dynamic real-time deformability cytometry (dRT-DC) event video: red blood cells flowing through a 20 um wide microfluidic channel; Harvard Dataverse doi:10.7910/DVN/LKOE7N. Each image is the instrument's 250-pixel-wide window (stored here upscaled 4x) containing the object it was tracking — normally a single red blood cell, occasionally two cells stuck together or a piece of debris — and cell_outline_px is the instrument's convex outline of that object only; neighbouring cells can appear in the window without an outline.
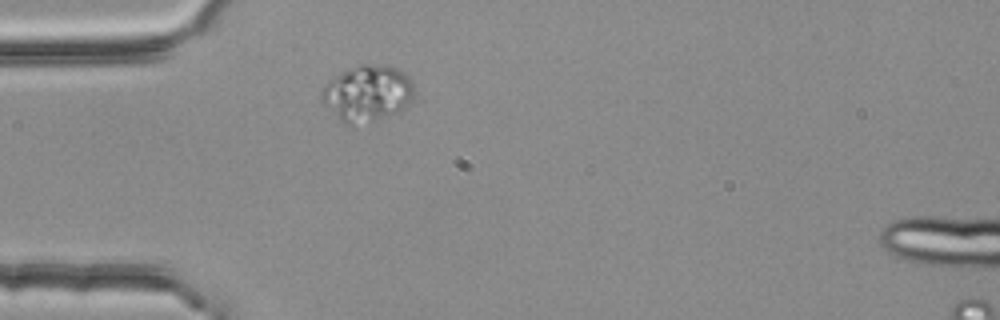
{"species": "common noctule bat (a hibernating species)", "species_latin": "Nyctalus noctula", "temperature_condition": "room temperature", "stored_images_in_passage": 1, "camera_frame_rate_fps": 3000, "um_per_image_px": 0.085, "animal": {"sex": "female", "body_mass_g": 25.1}, "frame": {"image": 1, "passage_image": 1, "time_ms": 0.0, "image_size_px": [1000, 320], "cell_outline_px": [[412, 96], [408, 104], [404, 108], [396, 112], [352, 124], [348, 124], [340, 120], [320, 100], [320, 92], [324, 84], [328, 80], [340, 72], [360, 64], [384, 64], [396, 68], [404, 72], [408, 76], [412, 84]], "centroid_in_image_um": [31.17, 7.87], "position_along_channel_um": 53.8, "area_um2": 29.71}}